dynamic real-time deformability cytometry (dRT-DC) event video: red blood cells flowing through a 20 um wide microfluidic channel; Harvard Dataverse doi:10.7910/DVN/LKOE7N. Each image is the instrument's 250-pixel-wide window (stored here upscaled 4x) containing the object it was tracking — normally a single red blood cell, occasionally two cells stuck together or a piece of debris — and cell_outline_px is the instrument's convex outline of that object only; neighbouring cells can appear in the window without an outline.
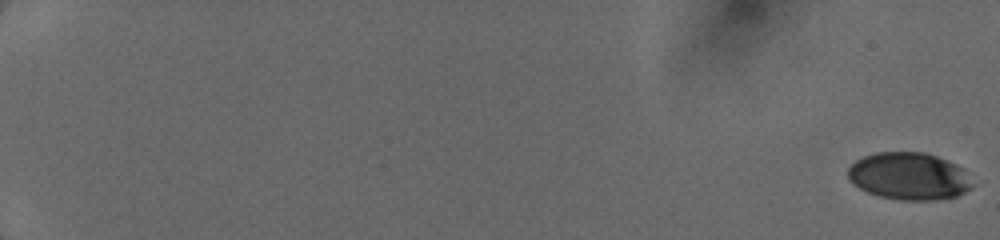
{"species": "human", "species_latin": "Homo sapiens", "temperature_condition": "cold", "stored_images_in_passage": 26, "camera_frame_rate_fps": 3000, "um_per_image_px": 0.085, "donor": {"sex": "female"}, "frame": {"image": 1, "passage_image": 1, "time_ms": 0.0, "image_size_px": [1000, 240], "cell_outline_px": [[976, 184], [972, 188], [956, 196], [936, 200], [900, 200], [880, 196], [868, 192], [860, 188], [848, 176], [848, 168], [856, 160], [864, 156], [876, 152], [924, 152], [936, 156], [956, 164], [964, 168]], "centroid_in_image_um": [77.33, 14.97], "position_along_channel_um": 7.7, "area_um2": 34.39}}
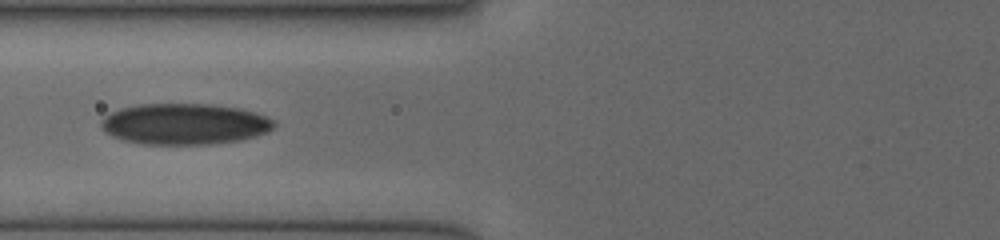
{"frame": {"image": 2, "passage_image": 19, "time_ms": 8.0, "image_size_px": [1000, 240], "cell_outline_px": [[276, 124], [268, 132], [256, 136], [240, 140], [216, 144], [140, 144], [124, 140], [112, 136], [104, 132], [100, 124], [100, 120], [104, 116], [120, 108], [136, 104], [208, 104], [240, 108], [264, 116], [272, 120]], "centroid_in_image_um": [15.65, 10.54], "position_along_channel_um": 110.2, "area_um2": 41.5}}
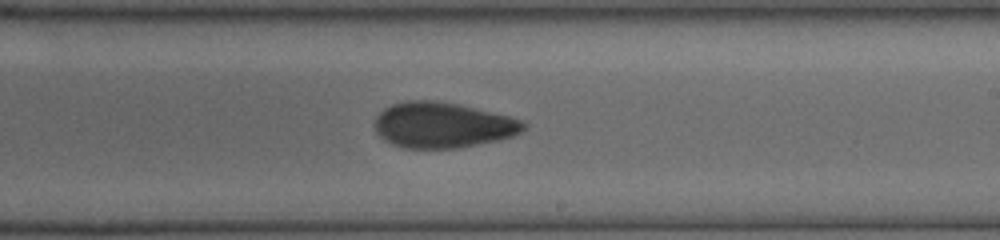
{"frame": {"image": 3, "passage_image": 26, "time_ms": 11.333, "image_size_px": [1000, 240], "cell_outline_px": [[528, 124], [520, 132], [512, 136], [500, 140], [460, 148], [400, 148], [384, 140], [376, 132], [376, 116], [384, 108], [392, 104], [404, 100], [432, 100], [456, 104], [508, 116], [520, 120]], "centroid_in_image_um": [37.6, 10.64], "position_along_channel_um": 251.4, "area_um2": 39.42}}